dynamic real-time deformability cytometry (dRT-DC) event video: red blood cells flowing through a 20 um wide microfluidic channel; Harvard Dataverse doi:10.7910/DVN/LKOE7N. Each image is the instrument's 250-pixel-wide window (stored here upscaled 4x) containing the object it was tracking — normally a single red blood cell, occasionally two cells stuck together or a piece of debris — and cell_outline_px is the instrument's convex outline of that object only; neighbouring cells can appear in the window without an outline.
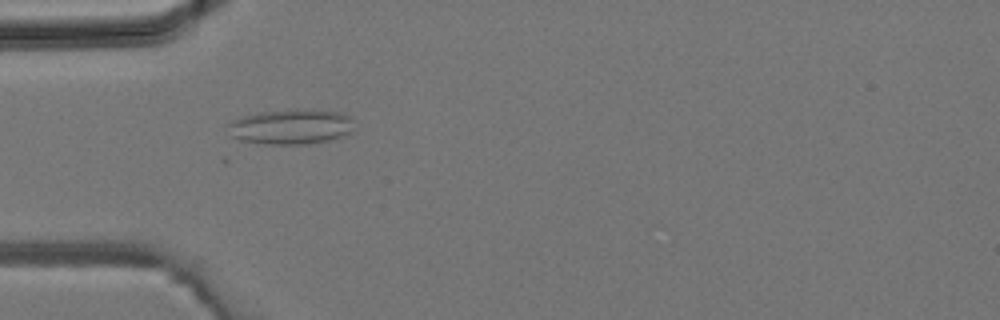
{"species": "common noctule bat (a hibernating species)", "species_latin": "Nyctalus noctula", "temperature_condition": "room temperature", "stored_images_in_passage": 4, "camera_frame_rate_fps": 3000, "um_per_image_px": 0.085, "animal": {"sex": "male", "body_mass_g": 19.2, "forearm_length_mm": 51.8}, "frame": {"image": 1, "passage_image": 3, "time_ms": 0.667, "image_size_px": [1000, 320], "cell_outline_px": [[352, 132], [344, 136], [328, 140], [304, 144], [264, 144], [240, 140], [232, 136], [228, 124], [232, 120], [244, 116], [260, 112], [296, 108], [312, 108], [340, 112], [352, 116]], "centroid_in_image_um": [24.78, 10.74], "position_along_channel_um": 60.2, "area_um2": 26.13}}